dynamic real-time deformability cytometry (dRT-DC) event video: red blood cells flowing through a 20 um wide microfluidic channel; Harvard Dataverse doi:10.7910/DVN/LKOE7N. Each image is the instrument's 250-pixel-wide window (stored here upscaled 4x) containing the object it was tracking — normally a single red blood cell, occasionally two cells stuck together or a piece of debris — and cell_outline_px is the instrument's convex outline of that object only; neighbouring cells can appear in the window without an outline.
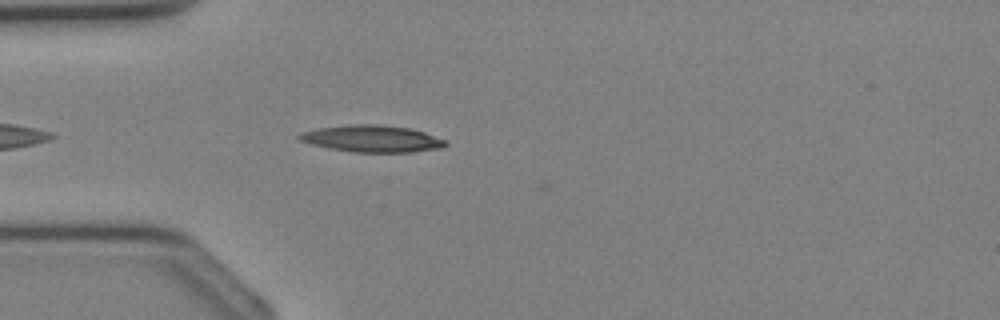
{"species": "Egyptian fruit bat (a non-hibernating species)", "species_latin": "Rousettus aegyptiacus", "temperature_condition": "cold", "stored_images_in_passage": 5, "camera_frame_rate_fps": 3000, "um_per_image_px": 0.085, "animal": {"sex": "female"}, "frame": {"image": 1, "passage_image": 3, "time_ms": 0.667, "image_size_px": [1000, 320], "cell_outline_px": [[448, 144], [444, 148], [412, 152], [352, 152], [328, 148], [312, 144], [300, 140], [296, 136], [300, 132], [316, 128], [348, 124], [380, 124], [412, 128], [424, 132], [444, 140]], "centroid_in_image_um": [31.61, 11.78], "position_along_channel_um": 53.4, "area_um2": 23.12}}